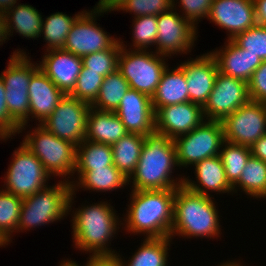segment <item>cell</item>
Wrapping results in <instances>:
<instances>
[{"label":"cell","instance_id":"obj_44","mask_svg":"<svg viewBox=\"0 0 266 266\" xmlns=\"http://www.w3.org/2000/svg\"><path fill=\"white\" fill-rule=\"evenodd\" d=\"M88 259L84 266H121L116 257H88ZM68 261H71L75 266H79L76 261L71 259Z\"/></svg>","mask_w":266,"mask_h":266},{"label":"cell","instance_id":"obj_42","mask_svg":"<svg viewBox=\"0 0 266 266\" xmlns=\"http://www.w3.org/2000/svg\"><path fill=\"white\" fill-rule=\"evenodd\" d=\"M248 94L252 101L266 103V61L253 72L248 83Z\"/></svg>","mask_w":266,"mask_h":266},{"label":"cell","instance_id":"obj_18","mask_svg":"<svg viewBox=\"0 0 266 266\" xmlns=\"http://www.w3.org/2000/svg\"><path fill=\"white\" fill-rule=\"evenodd\" d=\"M128 133L146 136L155 131V112L151 98L129 89L115 111Z\"/></svg>","mask_w":266,"mask_h":266},{"label":"cell","instance_id":"obj_10","mask_svg":"<svg viewBox=\"0 0 266 266\" xmlns=\"http://www.w3.org/2000/svg\"><path fill=\"white\" fill-rule=\"evenodd\" d=\"M20 145L14 150L12 162L4 175V190L25 198L49 186L47 180L51 175L25 145Z\"/></svg>","mask_w":266,"mask_h":266},{"label":"cell","instance_id":"obj_47","mask_svg":"<svg viewBox=\"0 0 266 266\" xmlns=\"http://www.w3.org/2000/svg\"><path fill=\"white\" fill-rule=\"evenodd\" d=\"M125 0H99L95 8L103 12L116 11V9L124 3Z\"/></svg>","mask_w":266,"mask_h":266},{"label":"cell","instance_id":"obj_21","mask_svg":"<svg viewBox=\"0 0 266 266\" xmlns=\"http://www.w3.org/2000/svg\"><path fill=\"white\" fill-rule=\"evenodd\" d=\"M226 41L224 48L210 52L217 63L218 72L249 83L262 60L238 47L232 40Z\"/></svg>","mask_w":266,"mask_h":266},{"label":"cell","instance_id":"obj_40","mask_svg":"<svg viewBox=\"0 0 266 266\" xmlns=\"http://www.w3.org/2000/svg\"><path fill=\"white\" fill-rule=\"evenodd\" d=\"M173 7V0H125L116 11L123 10L139 16H157L161 13L169 11Z\"/></svg>","mask_w":266,"mask_h":266},{"label":"cell","instance_id":"obj_41","mask_svg":"<svg viewBox=\"0 0 266 266\" xmlns=\"http://www.w3.org/2000/svg\"><path fill=\"white\" fill-rule=\"evenodd\" d=\"M213 0H180L183 14L181 16L191 22L195 27L201 18H208V14ZM185 15V16H184ZM199 20V22H197Z\"/></svg>","mask_w":266,"mask_h":266},{"label":"cell","instance_id":"obj_49","mask_svg":"<svg viewBox=\"0 0 266 266\" xmlns=\"http://www.w3.org/2000/svg\"><path fill=\"white\" fill-rule=\"evenodd\" d=\"M18 0H0V11L5 13L14 7Z\"/></svg>","mask_w":266,"mask_h":266},{"label":"cell","instance_id":"obj_13","mask_svg":"<svg viewBox=\"0 0 266 266\" xmlns=\"http://www.w3.org/2000/svg\"><path fill=\"white\" fill-rule=\"evenodd\" d=\"M90 108V104L65 95L41 125L56 137L78 146L86 137L87 115Z\"/></svg>","mask_w":266,"mask_h":266},{"label":"cell","instance_id":"obj_38","mask_svg":"<svg viewBox=\"0 0 266 266\" xmlns=\"http://www.w3.org/2000/svg\"><path fill=\"white\" fill-rule=\"evenodd\" d=\"M103 79L99 72L88 71L83 66L69 96L91 105L97 98Z\"/></svg>","mask_w":266,"mask_h":266},{"label":"cell","instance_id":"obj_46","mask_svg":"<svg viewBox=\"0 0 266 266\" xmlns=\"http://www.w3.org/2000/svg\"><path fill=\"white\" fill-rule=\"evenodd\" d=\"M257 24L266 26V0H253Z\"/></svg>","mask_w":266,"mask_h":266},{"label":"cell","instance_id":"obj_37","mask_svg":"<svg viewBox=\"0 0 266 266\" xmlns=\"http://www.w3.org/2000/svg\"><path fill=\"white\" fill-rule=\"evenodd\" d=\"M132 33V46L134 50H147L150 46L156 45L157 40V16L134 17Z\"/></svg>","mask_w":266,"mask_h":266},{"label":"cell","instance_id":"obj_15","mask_svg":"<svg viewBox=\"0 0 266 266\" xmlns=\"http://www.w3.org/2000/svg\"><path fill=\"white\" fill-rule=\"evenodd\" d=\"M249 100L248 83L218 72L213 90L202 107L204 118L222 121Z\"/></svg>","mask_w":266,"mask_h":266},{"label":"cell","instance_id":"obj_24","mask_svg":"<svg viewBox=\"0 0 266 266\" xmlns=\"http://www.w3.org/2000/svg\"><path fill=\"white\" fill-rule=\"evenodd\" d=\"M128 131L115 112L90 108L87 115L86 140L112 145Z\"/></svg>","mask_w":266,"mask_h":266},{"label":"cell","instance_id":"obj_23","mask_svg":"<svg viewBox=\"0 0 266 266\" xmlns=\"http://www.w3.org/2000/svg\"><path fill=\"white\" fill-rule=\"evenodd\" d=\"M193 168L196 173V182L184 178L183 185L190 190L210 196L209 192L230 193L233 194V187L229 184L225 176V169L220 156H213L203 159L196 163ZM209 190V191H208Z\"/></svg>","mask_w":266,"mask_h":266},{"label":"cell","instance_id":"obj_12","mask_svg":"<svg viewBox=\"0 0 266 266\" xmlns=\"http://www.w3.org/2000/svg\"><path fill=\"white\" fill-rule=\"evenodd\" d=\"M175 1L178 0H173V7L169 11L157 15L158 33L155 51L170 58L174 54L191 52L198 37L197 28L177 12Z\"/></svg>","mask_w":266,"mask_h":266},{"label":"cell","instance_id":"obj_2","mask_svg":"<svg viewBox=\"0 0 266 266\" xmlns=\"http://www.w3.org/2000/svg\"><path fill=\"white\" fill-rule=\"evenodd\" d=\"M176 189L132 190L127 214L121 223L131 234L146 238L170 237Z\"/></svg>","mask_w":266,"mask_h":266},{"label":"cell","instance_id":"obj_11","mask_svg":"<svg viewBox=\"0 0 266 266\" xmlns=\"http://www.w3.org/2000/svg\"><path fill=\"white\" fill-rule=\"evenodd\" d=\"M221 123L224 140L250 148L266 134V103L249 100Z\"/></svg>","mask_w":266,"mask_h":266},{"label":"cell","instance_id":"obj_51","mask_svg":"<svg viewBox=\"0 0 266 266\" xmlns=\"http://www.w3.org/2000/svg\"><path fill=\"white\" fill-rule=\"evenodd\" d=\"M59 266H75L71 261H68V258L67 260H63L61 261L60 265Z\"/></svg>","mask_w":266,"mask_h":266},{"label":"cell","instance_id":"obj_28","mask_svg":"<svg viewBox=\"0 0 266 266\" xmlns=\"http://www.w3.org/2000/svg\"><path fill=\"white\" fill-rule=\"evenodd\" d=\"M145 136L127 133L116 143L111 145L113 165L129 179L138 164Z\"/></svg>","mask_w":266,"mask_h":266},{"label":"cell","instance_id":"obj_36","mask_svg":"<svg viewBox=\"0 0 266 266\" xmlns=\"http://www.w3.org/2000/svg\"><path fill=\"white\" fill-rule=\"evenodd\" d=\"M120 39L109 49L83 56V66L88 71L99 72L103 77L116 71L118 69V58L122 47Z\"/></svg>","mask_w":266,"mask_h":266},{"label":"cell","instance_id":"obj_26","mask_svg":"<svg viewBox=\"0 0 266 266\" xmlns=\"http://www.w3.org/2000/svg\"><path fill=\"white\" fill-rule=\"evenodd\" d=\"M18 4V5H17ZM5 26L7 39L15 30L26 38L36 39L41 37L42 15L31 5L16 3L13 8L5 13ZM12 30V31H11Z\"/></svg>","mask_w":266,"mask_h":266},{"label":"cell","instance_id":"obj_9","mask_svg":"<svg viewBox=\"0 0 266 266\" xmlns=\"http://www.w3.org/2000/svg\"><path fill=\"white\" fill-rule=\"evenodd\" d=\"M173 141L178 167H192L203 159L219 155L224 141L223 126L221 121L205 120Z\"/></svg>","mask_w":266,"mask_h":266},{"label":"cell","instance_id":"obj_48","mask_svg":"<svg viewBox=\"0 0 266 266\" xmlns=\"http://www.w3.org/2000/svg\"><path fill=\"white\" fill-rule=\"evenodd\" d=\"M7 40L6 26H5V15L0 11V45Z\"/></svg>","mask_w":266,"mask_h":266},{"label":"cell","instance_id":"obj_14","mask_svg":"<svg viewBox=\"0 0 266 266\" xmlns=\"http://www.w3.org/2000/svg\"><path fill=\"white\" fill-rule=\"evenodd\" d=\"M104 13L108 12H103L95 7L91 11L85 10L76 19L62 49L81 58L91 53L109 49L118 38L109 36L95 22L97 20L96 16H101Z\"/></svg>","mask_w":266,"mask_h":266},{"label":"cell","instance_id":"obj_3","mask_svg":"<svg viewBox=\"0 0 266 266\" xmlns=\"http://www.w3.org/2000/svg\"><path fill=\"white\" fill-rule=\"evenodd\" d=\"M81 206L72 213L74 215L71 225L75 248L92 253L89 257H115L118 253L108 248V243L111 245V238L116 236L122 222H119L116 211L106 201Z\"/></svg>","mask_w":266,"mask_h":266},{"label":"cell","instance_id":"obj_5","mask_svg":"<svg viewBox=\"0 0 266 266\" xmlns=\"http://www.w3.org/2000/svg\"><path fill=\"white\" fill-rule=\"evenodd\" d=\"M75 195L72 185L66 178L54 186H47L23 198L17 232L63 219L71 212Z\"/></svg>","mask_w":266,"mask_h":266},{"label":"cell","instance_id":"obj_22","mask_svg":"<svg viewBox=\"0 0 266 266\" xmlns=\"http://www.w3.org/2000/svg\"><path fill=\"white\" fill-rule=\"evenodd\" d=\"M28 97L30 116L41 125L65 94L39 69L30 79Z\"/></svg>","mask_w":266,"mask_h":266},{"label":"cell","instance_id":"obj_33","mask_svg":"<svg viewBox=\"0 0 266 266\" xmlns=\"http://www.w3.org/2000/svg\"><path fill=\"white\" fill-rule=\"evenodd\" d=\"M84 12H78L73 17L68 16L63 12H56L42 20L41 33L46 42V49L63 48L66 37L74 25L76 19Z\"/></svg>","mask_w":266,"mask_h":266},{"label":"cell","instance_id":"obj_39","mask_svg":"<svg viewBox=\"0 0 266 266\" xmlns=\"http://www.w3.org/2000/svg\"><path fill=\"white\" fill-rule=\"evenodd\" d=\"M232 41L260 60L266 61V26L256 24L252 28L236 35Z\"/></svg>","mask_w":266,"mask_h":266},{"label":"cell","instance_id":"obj_4","mask_svg":"<svg viewBox=\"0 0 266 266\" xmlns=\"http://www.w3.org/2000/svg\"><path fill=\"white\" fill-rule=\"evenodd\" d=\"M214 202L212 195L204 196L185 185L176 188L170 238L175 235L188 238L219 237L220 219Z\"/></svg>","mask_w":266,"mask_h":266},{"label":"cell","instance_id":"obj_16","mask_svg":"<svg viewBox=\"0 0 266 266\" xmlns=\"http://www.w3.org/2000/svg\"><path fill=\"white\" fill-rule=\"evenodd\" d=\"M207 19L227 30V40L257 24L253 0H213Z\"/></svg>","mask_w":266,"mask_h":266},{"label":"cell","instance_id":"obj_6","mask_svg":"<svg viewBox=\"0 0 266 266\" xmlns=\"http://www.w3.org/2000/svg\"><path fill=\"white\" fill-rule=\"evenodd\" d=\"M7 68L0 76L4 83L6 106L10 117L23 131L30 120L28 87L31 77L40 69L39 64H33L24 50H15L10 55ZM26 125V126H25Z\"/></svg>","mask_w":266,"mask_h":266},{"label":"cell","instance_id":"obj_27","mask_svg":"<svg viewBox=\"0 0 266 266\" xmlns=\"http://www.w3.org/2000/svg\"><path fill=\"white\" fill-rule=\"evenodd\" d=\"M75 172L78 174L79 182L78 180L69 181L73 191H77L79 188L89 191L96 190V192L114 191L121 187L124 188L125 185L128 186L129 183L128 179L114 165L107 168Z\"/></svg>","mask_w":266,"mask_h":266},{"label":"cell","instance_id":"obj_35","mask_svg":"<svg viewBox=\"0 0 266 266\" xmlns=\"http://www.w3.org/2000/svg\"><path fill=\"white\" fill-rule=\"evenodd\" d=\"M22 202L23 198L0 190V236L7 243L12 241L11 235L17 231Z\"/></svg>","mask_w":266,"mask_h":266},{"label":"cell","instance_id":"obj_30","mask_svg":"<svg viewBox=\"0 0 266 266\" xmlns=\"http://www.w3.org/2000/svg\"><path fill=\"white\" fill-rule=\"evenodd\" d=\"M129 89V83L117 69L104 77L97 98L91 107L100 111L115 112Z\"/></svg>","mask_w":266,"mask_h":266},{"label":"cell","instance_id":"obj_50","mask_svg":"<svg viewBox=\"0 0 266 266\" xmlns=\"http://www.w3.org/2000/svg\"><path fill=\"white\" fill-rule=\"evenodd\" d=\"M218 266H243V265H241V262H237V261H228V262H225V263H221L220 265H218Z\"/></svg>","mask_w":266,"mask_h":266},{"label":"cell","instance_id":"obj_19","mask_svg":"<svg viewBox=\"0 0 266 266\" xmlns=\"http://www.w3.org/2000/svg\"><path fill=\"white\" fill-rule=\"evenodd\" d=\"M41 60L39 61L40 70L65 95H69L83 67L82 58L60 48L46 50Z\"/></svg>","mask_w":266,"mask_h":266},{"label":"cell","instance_id":"obj_32","mask_svg":"<svg viewBox=\"0 0 266 266\" xmlns=\"http://www.w3.org/2000/svg\"><path fill=\"white\" fill-rule=\"evenodd\" d=\"M113 165L111 145L84 140L76 146L75 171H90Z\"/></svg>","mask_w":266,"mask_h":266},{"label":"cell","instance_id":"obj_52","mask_svg":"<svg viewBox=\"0 0 266 266\" xmlns=\"http://www.w3.org/2000/svg\"><path fill=\"white\" fill-rule=\"evenodd\" d=\"M8 245V243L0 236V247Z\"/></svg>","mask_w":266,"mask_h":266},{"label":"cell","instance_id":"obj_7","mask_svg":"<svg viewBox=\"0 0 266 266\" xmlns=\"http://www.w3.org/2000/svg\"><path fill=\"white\" fill-rule=\"evenodd\" d=\"M25 145L41 162L46 171L53 177L64 179L73 177L76 167V146L69 141L56 137L42 125L31 130L23 138Z\"/></svg>","mask_w":266,"mask_h":266},{"label":"cell","instance_id":"obj_20","mask_svg":"<svg viewBox=\"0 0 266 266\" xmlns=\"http://www.w3.org/2000/svg\"><path fill=\"white\" fill-rule=\"evenodd\" d=\"M188 85L189 101L201 105L207 102L218 73L215 58L209 53L181 62Z\"/></svg>","mask_w":266,"mask_h":266},{"label":"cell","instance_id":"obj_31","mask_svg":"<svg viewBox=\"0 0 266 266\" xmlns=\"http://www.w3.org/2000/svg\"><path fill=\"white\" fill-rule=\"evenodd\" d=\"M232 187L233 193H237L239 187L250 197L266 198V162L251 155L239 180Z\"/></svg>","mask_w":266,"mask_h":266},{"label":"cell","instance_id":"obj_25","mask_svg":"<svg viewBox=\"0 0 266 266\" xmlns=\"http://www.w3.org/2000/svg\"><path fill=\"white\" fill-rule=\"evenodd\" d=\"M163 71L155 93L151 97L154 112L160 108L189 101L188 85L184 70L178 65Z\"/></svg>","mask_w":266,"mask_h":266},{"label":"cell","instance_id":"obj_29","mask_svg":"<svg viewBox=\"0 0 266 266\" xmlns=\"http://www.w3.org/2000/svg\"><path fill=\"white\" fill-rule=\"evenodd\" d=\"M171 238H145L130 260H123L119 253L115 256L121 266H168V247Z\"/></svg>","mask_w":266,"mask_h":266},{"label":"cell","instance_id":"obj_34","mask_svg":"<svg viewBox=\"0 0 266 266\" xmlns=\"http://www.w3.org/2000/svg\"><path fill=\"white\" fill-rule=\"evenodd\" d=\"M219 156L225 169L226 179L233 186L239 180L247 160L251 156V149L224 140Z\"/></svg>","mask_w":266,"mask_h":266},{"label":"cell","instance_id":"obj_8","mask_svg":"<svg viewBox=\"0 0 266 266\" xmlns=\"http://www.w3.org/2000/svg\"><path fill=\"white\" fill-rule=\"evenodd\" d=\"M121 42L118 58V70L129 83L131 89L137 90L150 98L156 91L163 71L168 65L166 56L147 50H127Z\"/></svg>","mask_w":266,"mask_h":266},{"label":"cell","instance_id":"obj_45","mask_svg":"<svg viewBox=\"0 0 266 266\" xmlns=\"http://www.w3.org/2000/svg\"><path fill=\"white\" fill-rule=\"evenodd\" d=\"M251 155L266 162V134L256 141L251 147Z\"/></svg>","mask_w":266,"mask_h":266},{"label":"cell","instance_id":"obj_43","mask_svg":"<svg viewBox=\"0 0 266 266\" xmlns=\"http://www.w3.org/2000/svg\"><path fill=\"white\" fill-rule=\"evenodd\" d=\"M19 128L20 126L9 115L4 83L0 76V137L9 139L12 135L19 134Z\"/></svg>","mask_w":266,"mask_h":266},{"label":"cell","instance_id":"obj_1","mask_svg":"<svg viewBox=\"0 0 266 266\" xmlns=\"http://www.w3.org/2000/svg\"><path fill=\"white\" fill-rule=\"evenodd\" d=\"M176 166L178 167L173 139L153 131L145 136L138 164L128 179V184L132 182V190L176 189L183 185L185 177L172 179L174 177H171V173Z\"/></svg>","mask_w":266,"mask_h":266},{"label":"cell","instance_id":"obj_17","mask_svg":"<svg viewBox=\"0 0 266 266\" xmlns=\"http://www.w3.org/2000/svg\"><path fill=\"white\" fill-rule=\"evenodd\" d=\"M205 120L201 105L190 101L168 105L155 113V131L174 139L189 133Z\"/></svg>","mask_w":266,"mask_h":266}]
</instances>
